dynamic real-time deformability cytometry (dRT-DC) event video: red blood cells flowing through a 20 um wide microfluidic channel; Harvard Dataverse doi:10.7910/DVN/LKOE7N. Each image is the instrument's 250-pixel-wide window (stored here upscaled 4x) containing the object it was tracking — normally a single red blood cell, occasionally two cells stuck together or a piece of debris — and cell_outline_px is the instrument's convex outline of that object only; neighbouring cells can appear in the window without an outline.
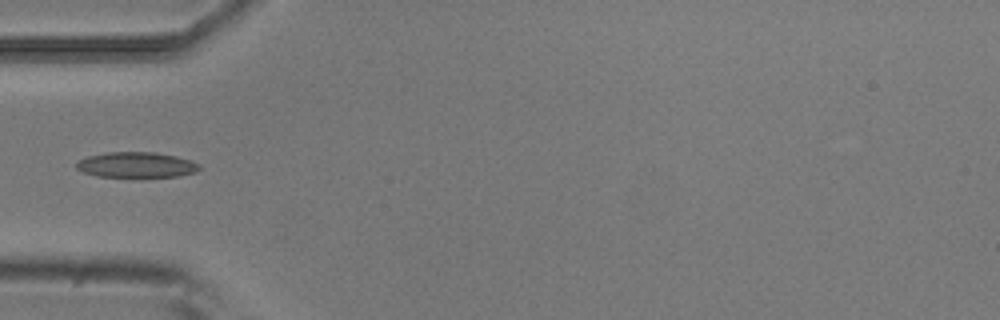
{"species": "common noctule bat (a hibernating species)", "species_latin": "Nyctalus noctula", "temperature_condition": "room temperature", "stored_images_in_passage": 2, "camera_frame_rate_fps": 3000, "um_per_image_px": 0.085, "animal": {"sex": "male", "body_mass_g": 20.5, "forearm_length_mm": 52.5}, "frame": {"image": 1, "passage_image": 2, "time_ms": 0.333, "image_size_px": [1000, 320], "cell_outline_px": [[200, 168], [196, 172], [180, 176], [100, 176], [84, 172], [76, 168], [76, 160], [88, 156], [108, 152], [156, 152], [176, 156], [192, 160], [200, 164]], "centroid_in_image_um": [11.62, 13.99], "position_along_channel_um": 73.4, "area_um2": 18.15}}